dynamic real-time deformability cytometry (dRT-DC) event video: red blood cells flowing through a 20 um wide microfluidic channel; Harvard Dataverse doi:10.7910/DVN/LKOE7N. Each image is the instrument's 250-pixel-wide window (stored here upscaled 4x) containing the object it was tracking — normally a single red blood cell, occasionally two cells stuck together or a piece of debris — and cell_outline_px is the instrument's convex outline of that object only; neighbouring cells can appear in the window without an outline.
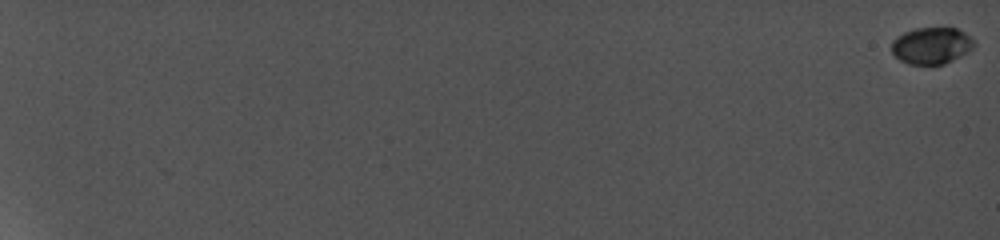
{"species": "common noctule bat (a hibernating species)", "species_latin": "Nyctalus noctula", "temperature_condition": "cold", "stored_images_in_passage": 11, "camera_frame_rate_fps": 5000, "um_per_image_px": 0.085, "animal": {"sex": "female", "body_mass_g": 19.0, "forearm_length_mm": 56.7}, "frame": {"image": 1, "passage_image": 1, "time_ms": 0.0, "image_size_px": [1000, 240], "cell_outline_px": [[976, 44], [968, 52], [944, 64], [908, 64], [900, 60], [892, 52], [892, 40], [896, 36], [904, 32], [916, 28], [956, 28], [964, 32]], "centroid_in_image_um": [79.16, 3.87], "position_along_channel_um": 5.8, "area_um2": 17.51}}
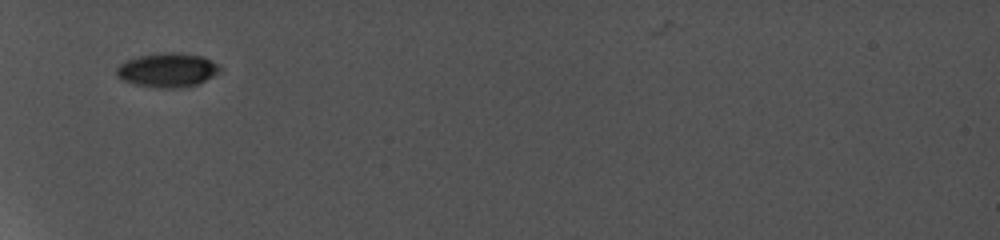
{"frame": {"image": 2, "passage_image": 9, "time_ms": 9.0, "image_size_px": [1000, 240], "cell_outline_px": [[224, 68], [220, 72], [196, 84], [164, 88], [136, 84], [120, 80], [116, 76], [116, 68], [120, 64], [128, 60], [140, 56], [164, 52], [180, 52], [204, 56], [220, 64]], "centroid_in_image_um": [14.26, 5.92], "position_along_channel_um": 70.7, "area_um2": 20.46}}
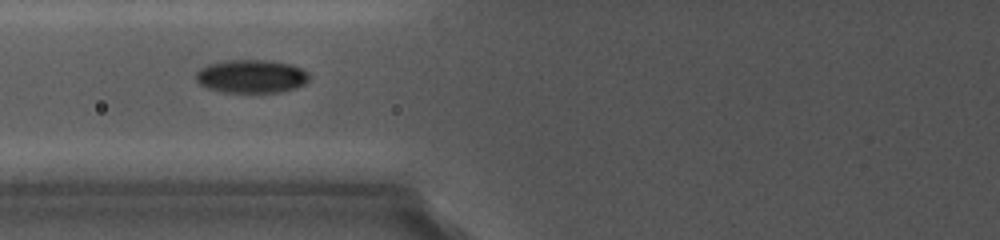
{"frame": {"image": 3, "passage_image": 10, "time_ms": 10.2, "image_size_px": [1000, 240], "cell_outline_px": [[312, 76], [304, 84], [292, 88], [276, 92], [228, 92], [208, 88], [200, 84], [196, 76], [196, 72], [200, 68], [208, 64], [228, 60], [268, 60], [292, 64], [308, 72]], "centroid_in_image_um": [21.39, 6.47], "position_along_channel_um": 104.4, "area_um2": 21.79}}